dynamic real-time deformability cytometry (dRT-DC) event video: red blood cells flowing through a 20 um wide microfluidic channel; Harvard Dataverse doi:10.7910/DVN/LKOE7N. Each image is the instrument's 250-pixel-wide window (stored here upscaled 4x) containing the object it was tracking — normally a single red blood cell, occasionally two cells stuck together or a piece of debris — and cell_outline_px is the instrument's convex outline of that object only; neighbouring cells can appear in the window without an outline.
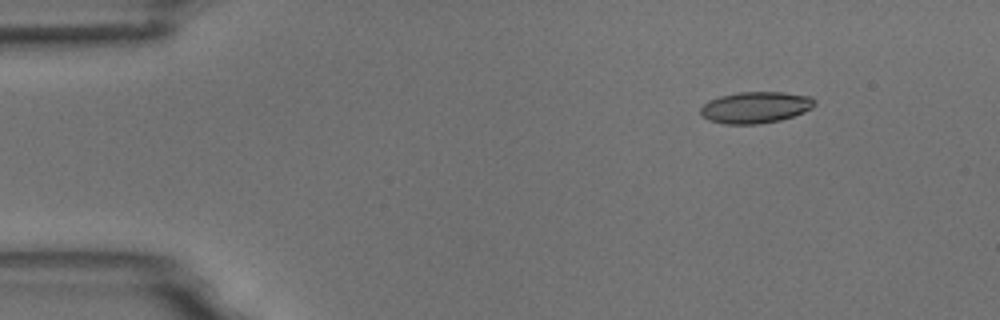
{"species": "common noctule bat (a hibernating species)", "species_latin": "Nyctalus noctula", "temperature_condition": "room temperature", "stored_images_in_passage": 4, "camera_frame_rate_fps": 3000, "um_per_image_px": 0.085, "animal": {"sex": "male", "body_mass_g": 18.8}, "frame": {"image": 1, "passage_image": 2, "time_ms": 1.0, "image_size_px": [1000, 320], "cell_outline_px": [[816, 104], [812, 108], [804, 112], [780, 120], [760, 124], [724, 124], [708, 120], [700, 116], [700, 108], [708, 100], [720, 96], [740, 92], [784, 92], [812, 96], [816, 100]], "centroid_in_image_um": [64.22, 9.13], "position_along_channel_um": 20.8, "area_um2": 21.15}}